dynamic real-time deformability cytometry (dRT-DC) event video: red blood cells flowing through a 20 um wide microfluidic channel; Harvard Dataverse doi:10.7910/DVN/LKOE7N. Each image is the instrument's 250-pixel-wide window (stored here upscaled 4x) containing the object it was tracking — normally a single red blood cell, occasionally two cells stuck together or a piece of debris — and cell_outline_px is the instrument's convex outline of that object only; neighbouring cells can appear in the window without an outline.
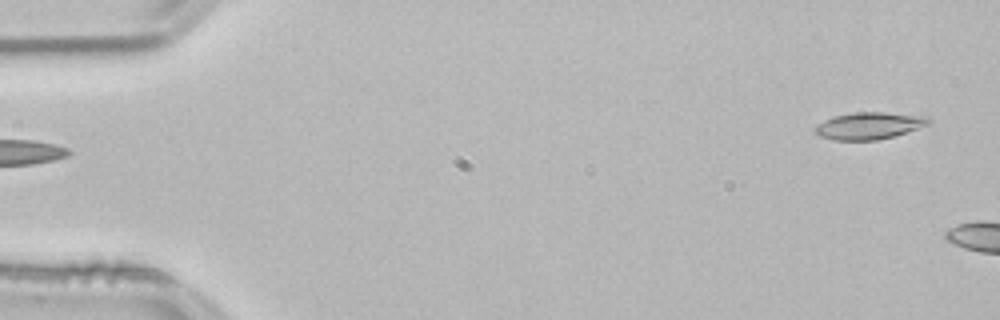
{"species": "common noctule bat (a hibernating species)", "species_latin": "Nyctalus noctula", "temperature_condition": "room temperature", "stored_images_in_passage": 5, "camera_frame_rate_fps": 3000, "um_per_image_px": 0.085, "animal": {"sex": "male", "body_mass_g": 21.5, "forearm_length_mm": 52.0}, "frame": {"image": 1, "passage_image": 1, "time_ms": 0.0, "image_size_px": [1000, 320], "cell_outline_px": [[932, 120], [928, 124], [892, 136], [876, 140], [832, 140], [820, 136], [812, 132], [816, 124], [832, 116], [856, 112], [884, 112], [928, 116]], "centroid_in_image_um": [73.8, 10.67], "position_along_channel_um": 11.2, "area_um2": 17.86}}